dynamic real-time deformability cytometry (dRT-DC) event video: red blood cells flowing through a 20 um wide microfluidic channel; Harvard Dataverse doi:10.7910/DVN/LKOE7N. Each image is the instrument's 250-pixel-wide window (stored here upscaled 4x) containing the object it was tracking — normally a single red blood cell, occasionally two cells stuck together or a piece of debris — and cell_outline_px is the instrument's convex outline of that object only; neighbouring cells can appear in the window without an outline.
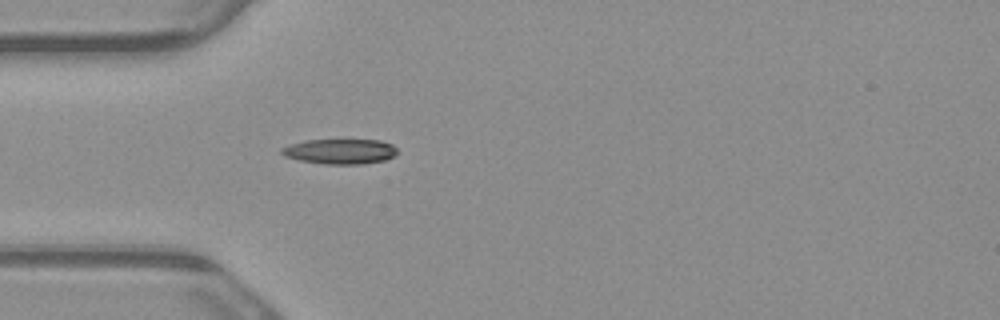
{"species": "common noctule bat (a hibernating species)", "species_latin": "Nyctalus noctula", "temperature_condition": "warm", "stored_images_in_passage": 6, "camera_frame_rate_fps": 3000, "um_per_image_px": 0.085, "animal": {"sex": "male", "body_mass_g": 23.1, "forearm_length_mm": 52.7}, "frame": {"image": 1, "passage_image": 6, "time_ms": 1.667, "image_size_px": [1000, 320], "cell_outline_px": [[396, 152], [392, 156], [384, 160], [364, 164], [324, 164], [300, 160], [284, 156], [280, 152], [280, 148], [304, 140], [380, 140], [392, 144], [396, 148]], "centroid_in_image_um": [28.88, 12.87], "position_along_channel_um": 56.1, "area_um2": 16.82}}